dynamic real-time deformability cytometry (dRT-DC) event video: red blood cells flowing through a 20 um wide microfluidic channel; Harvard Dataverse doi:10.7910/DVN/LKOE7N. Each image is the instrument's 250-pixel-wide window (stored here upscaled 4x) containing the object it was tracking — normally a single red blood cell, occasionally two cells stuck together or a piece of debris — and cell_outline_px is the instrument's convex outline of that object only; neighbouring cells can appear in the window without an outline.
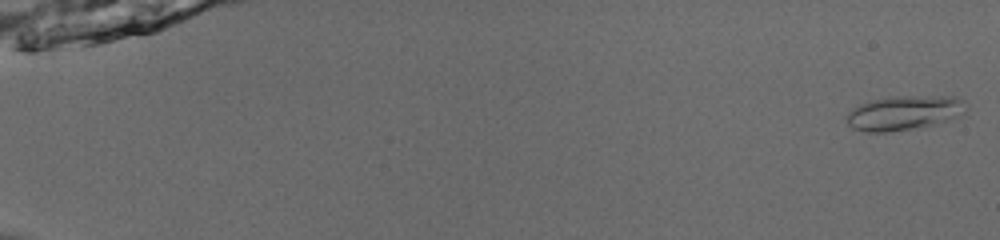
{"species": "common noctule bat (a hibernating species)", "species_latin": "Nyctalus noctula", "temperature_condition": "room temperature", "stored_images_in_passage": 52, "camera_frame_rate_fps": 3000, "um_per_image_px": 0.085, "animal": {"sex": "male", "body_mass_g": 13.0, "forearm_length_mm": 53.1}, "frame": {"image": 1, "passage_image": 1, "time_ms": 0.0, "image_size_px": [1000, 240], "cell_outline_px": [[968, 104], [964, 112], [948, 120], [932, 124], [888, 132], [868, 132], [852, 128], [848, 124], [848, 112], [860, 104], [876, 100], [908, 96], [952, 96], [964, 100]], "centroid_in_image_um": [76.88, 9.59], "position_along_channel_um": 8.1, "area_um2": 23.29}}
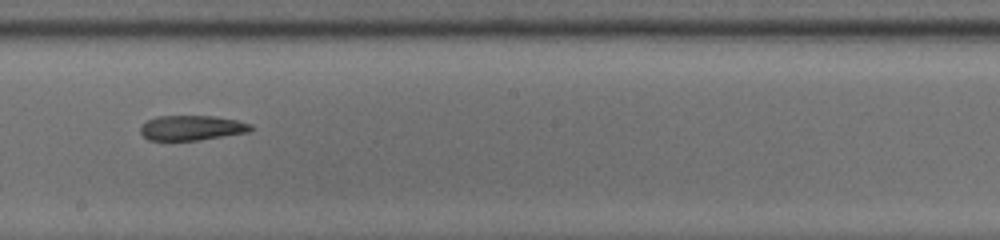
{"frame": {"image": 2, "passage_image": 32, "time_ms": 10.333, "image_size_px": [1000, 240], "cell_outline_px": [[256, 128], [248, 132], [200, 140], [148, 140], [140, 132], [140, 128], [148, 120], [156, 116], [212, 116], [236, 120], [252, 124]], "centroid_in_image_um": [16.33, 10.87], "position_along_channel_um": 231.9, "area_um2": 16.01}}
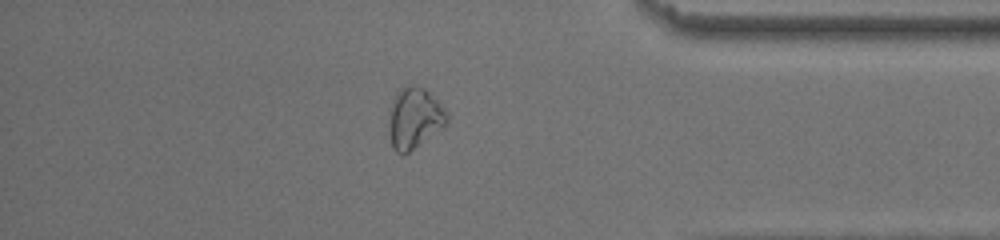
{"frame": {"image": 3, "passage_image": 46, "time_ms": 15.0, "image_size_px": [1000, 240], "cell_outline_px": [[448, 124], [444, 128], [404, 156], [396, 152], [392, 148], [388, 128], [392, 104], [396, 92], [400, 88], [408, 84], [424, 88], [444, 108], [448, 116]], "centroid_in_image_um": [35.23, 10.08], "position_along_channel_um": 400.0, "area_um2": 20.81}}